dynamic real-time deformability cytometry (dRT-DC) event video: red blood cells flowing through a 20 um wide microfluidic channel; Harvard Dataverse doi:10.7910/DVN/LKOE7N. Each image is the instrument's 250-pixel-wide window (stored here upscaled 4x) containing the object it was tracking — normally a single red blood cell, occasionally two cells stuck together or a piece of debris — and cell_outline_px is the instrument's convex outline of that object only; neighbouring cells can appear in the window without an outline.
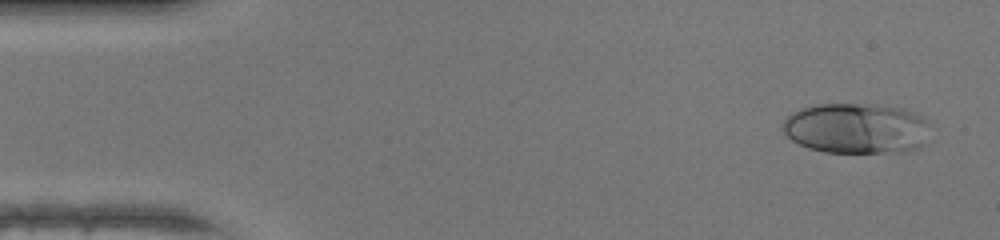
{"species": "human", "species_latin": "Homo sapiens", "temperature_condition": "warm", "stored_images_in_passage": 46, "camera_frame_rate_fps": 3000, "um_per_image_px": 0.085, "donor": {"sex": "female"}, "frame": {"image": 1, "passage_image": 2, "time_ms": 0.333, "image_size_px": [1000, 240], "cell_outline_px": [[932, 124], [924, 144], [916, 148], [904, 152], [824, 152], [808, 148], [792, 140], [784, 132], [784, 120], [792, 112], [816, 104], [876, 104], [900, 108], [916, 112], [924, 116]], "centroid_in_image_um": [72.87, 10.9], "position_along_channel_um": 12.1, "area_um2": 43.75}}
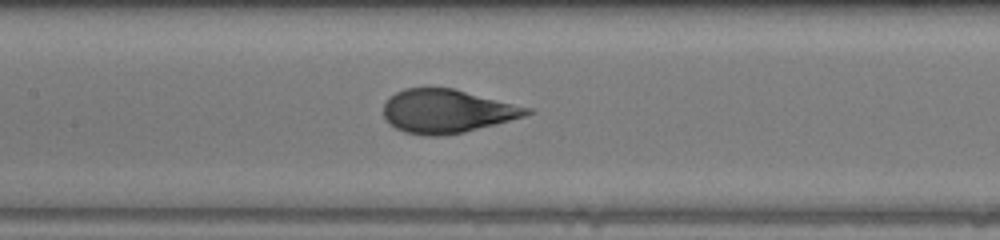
{"frame": {"image": 2, "passage_image": 21, "time_ms": 6.667, "image_size_px": [1000, 240], "cell_outline_px": [[536, 112], [524, 116], [496, 124], [464, 132], [444, 136], [424, 136], [404, 132], [388, 124], [384, 120], [384, 104], [388, 96], [404, 88], [452, 88], [532, 108]], "centroid_in_image_um": [37.97, 9.46], "position_along_channel_um": 169.4, "area_um2": 36.59}}
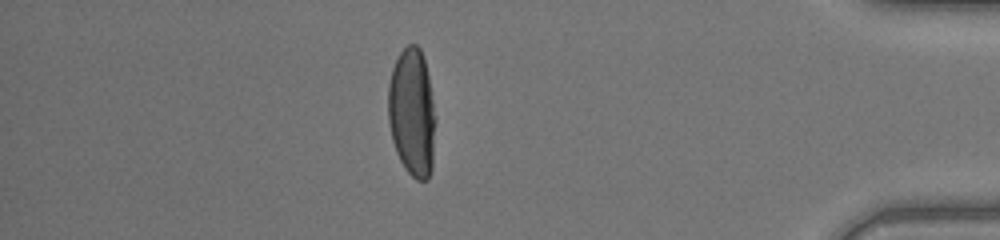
{"frame": {"image": 3, "passage_image": 40, "time_ms": 13.0, "image_size_px": [1000, 240], "cell_outline_px": [[436, 120], [432, 168], [428, 180], [416, 180], [404, 168], [396, 152], [392, 140], [388, 120], [388, 84], [392, 68], [400, 52], [408, 44], [416, 44], [420, 48], [424, 60], [428, 76], [436, 116]], "centroid_in_image_um": [35.03, 9.59], "position_along_channel_um": 400.2, "area_um2": 35.72}, "authors_computed_cell_mechanics": {"area_um2": 37.4544, "velocity_mm_per_s": 4.3474, "shape_relaxation_time_tau1_ms": 5.2803, "shape_relaxation_time_tau2_ms": null, "deformation_change_tau1": 0.2542, "deformation_change_tau2": null}}